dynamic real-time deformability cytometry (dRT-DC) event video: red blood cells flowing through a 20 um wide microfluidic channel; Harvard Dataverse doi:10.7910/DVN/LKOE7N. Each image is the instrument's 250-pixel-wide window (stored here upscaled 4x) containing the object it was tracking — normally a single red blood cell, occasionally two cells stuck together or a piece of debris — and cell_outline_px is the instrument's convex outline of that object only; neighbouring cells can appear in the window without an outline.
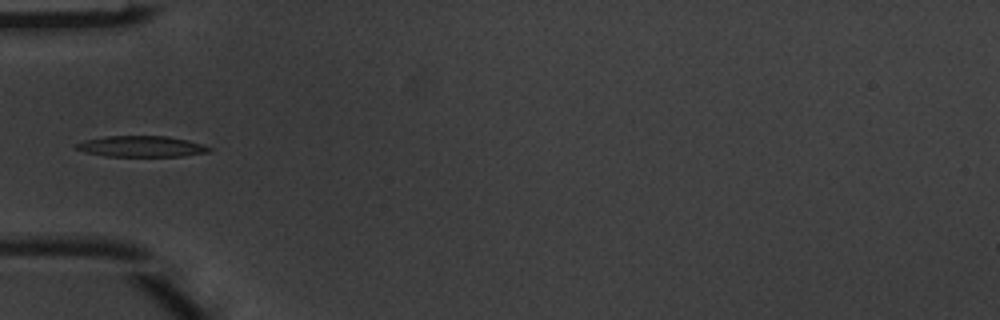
{"species": "common noctule bat (a hibernating species)", "species_latin": "Nyctalus noctula", "temperature_condition": "warm", "stored_images_in_passage": 4, "camera_frame_rate_fps": 3000, "um_per_image_px": 0.085, "animal": {"sex": "male", "body_mass_g": 20.1, "forearm_length_mm": 53.5}, "frame": {"image": 1, "passage_image": 4, "time_ms": 1.0, "image_size_px": [1000, 320], "cell_outline_px": [[212, 148], [208, 152], [184, 156], [108, 156], [84, 152], [76, 148], [76, 144], [84, 140], [104, 136], [168, 136], [188, 140], [204, 144]], "centroid_in_image_um": [12.04, 12.44], "position_along_channel_um": 73.0, "area_um2": 16.24}}